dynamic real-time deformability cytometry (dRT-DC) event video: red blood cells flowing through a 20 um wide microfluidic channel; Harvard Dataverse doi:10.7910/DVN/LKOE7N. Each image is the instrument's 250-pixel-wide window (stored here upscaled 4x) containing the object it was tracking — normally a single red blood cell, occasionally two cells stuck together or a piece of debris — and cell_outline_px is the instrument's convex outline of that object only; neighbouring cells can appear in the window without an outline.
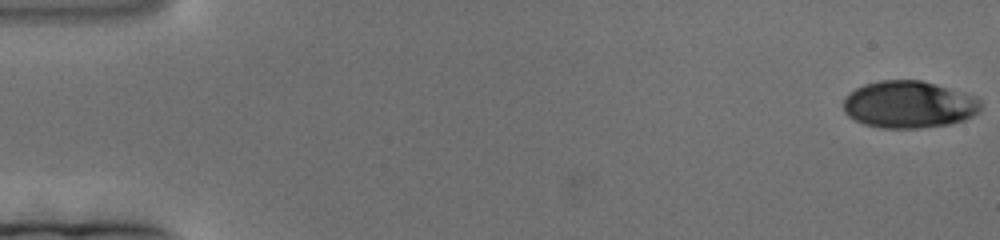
{"species": "human", "species_latin": "Homo sapiens", "temperature_condition": "cold", "stored_images_in_passage": 184, "camera_frame_rate_fps": 3000, "um_per_image_px": 0.085, "donor": {"sex": "female"}, "frame": {"image": 1, "passage_image": 1, "time_ms": 0.0, "image_size_px": [1000, 240], "cell_outline_px": [[980, 112], [964, 120], [948, 124], [920, 128], [880, 128], [864, 124], [848, 116], [844, 112], [844, 96], [848, 92], [864, 84], [880, 80], [920, 80], [964, 92], [976, 96], [980, 100]], "centroid_in_image_um": [77.24, 8.88], "position_along_channel_um": 7.8, "area_um2": 37.92}}
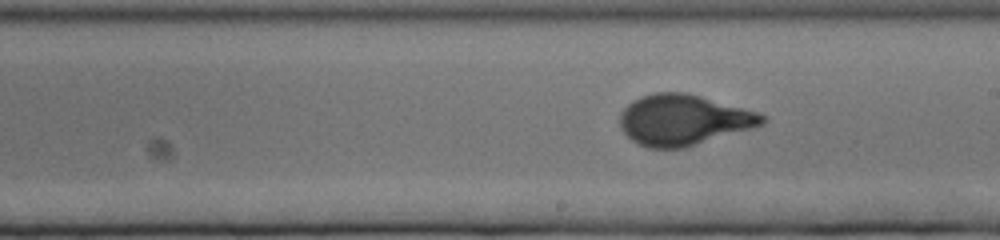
{"frame": {"image": 2, "passage_image": 104, "time_ms": 34.333, "image_size_px": [1000, 240], "cell_outline_px": [[768, 120], [764, 124], [752, 128], [684, 148], [648, 148], [632, 140], [620, 128], [620, 112], [632, 100], [640, 96], [652, 92], [688, 92], [756, 112], [768, 116]], "centroid_in_image_um": [58.08, 10.18], "position_along_channel_um": 230.9, "area_um2": 42.08}}
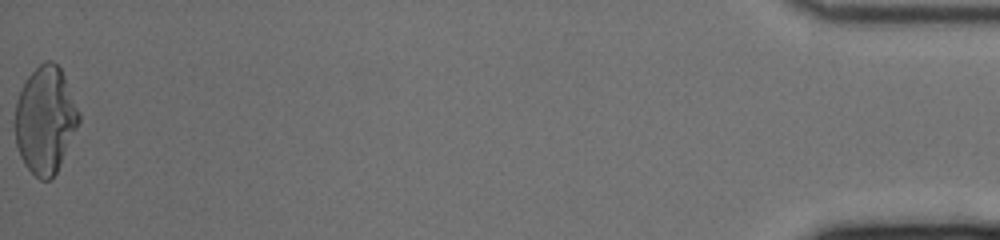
{"frame": {"image": 3, "passage_image": 184, "time_ms": 61.0, "image_size_px": [1000, 240], "cell_outline_px": [[80, 120], [60, 164], [56, 172], [48, 180], [40, 180], [24, 164], [20, 156], [16, 144], [12, 124], [16, 100], [28, 76], [44, 60], [52, 60], [60, 68], [64, 76], [80, 112]], "centroid_in_image_um": [3.81, 10.18], "position_along_channel_um": 431.4, "area_um2": 39.82}}